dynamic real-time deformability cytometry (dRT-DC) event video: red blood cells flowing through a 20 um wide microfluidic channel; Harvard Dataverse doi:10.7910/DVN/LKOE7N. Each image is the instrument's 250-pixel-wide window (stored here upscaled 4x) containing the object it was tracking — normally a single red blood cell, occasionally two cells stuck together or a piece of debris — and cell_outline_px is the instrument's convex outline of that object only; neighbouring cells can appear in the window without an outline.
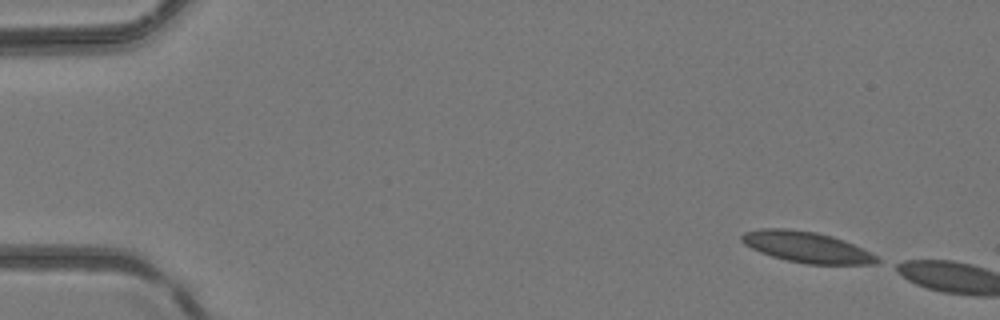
{"species": "common noctule bat (a hibernating species)", "species_latin": "Nyctalus noctula", "temperature_condition": "room temperature", "stored_images_in_passage": 5, "camera_frame_rate_fps": 3000, "um_per_image_px": 0.085, "animal": {"sex": "female", "body_mass_g": 24.6, "forearm_length_mm": 56.2}, "frame": {"image": 1, "passage_image": 1, "time_ms": 0.0, "image_size_px": [1000, 320], "cell_outline_px": [[880, 260], [876, 264], [808, 264], [788, 260], [772, 256], [760, 252], [744, 244], [740, 240], [740, 236], [744, 232], [760, 228], [784, 228], [816, 232], [832, 236], [844, 240], [876, 256]], "centroid_in_image_um": [68.52, 20.99], "position_along_channel_um": 16.5, "area_um2": 24.1}}